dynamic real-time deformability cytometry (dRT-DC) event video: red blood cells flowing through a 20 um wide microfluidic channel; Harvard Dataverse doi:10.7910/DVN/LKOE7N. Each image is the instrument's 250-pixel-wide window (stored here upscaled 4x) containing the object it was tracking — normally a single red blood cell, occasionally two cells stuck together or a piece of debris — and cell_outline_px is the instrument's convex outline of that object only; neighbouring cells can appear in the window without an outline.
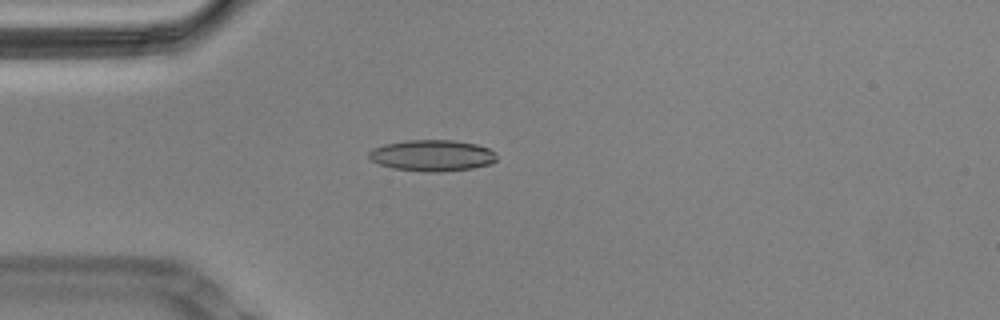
{"species": "Egyptian fruit bat (a non-hibernating species)", "species_latin": "Rousettus aegyptiacus", "temperature_condition": "cold", "stored_images_in_passage": 44, "camera_frame_rate_fps": 3000, "um_per_image_px": 0.085, "animal": {"sex": "male"}, "frame": {"image": 1, "passage_image": 2, "time_ms": 0.333, "image_size_px": [1000, 320], "cell_outline_px": [[496, 160], [492, 164], [472, 168], [440, 172], [424, 172], [392, 168], [380, 164], [372, 160], [368, 156], [368, 152], [372, 148], [384, 144], [408, 140], [452, 140], [476, 144], [488, 148], [496, 156]], "centroid_in_image_um": [36.72, 13.22], "position_along_channel_um": 48.3, "area_um2": 23.29}}
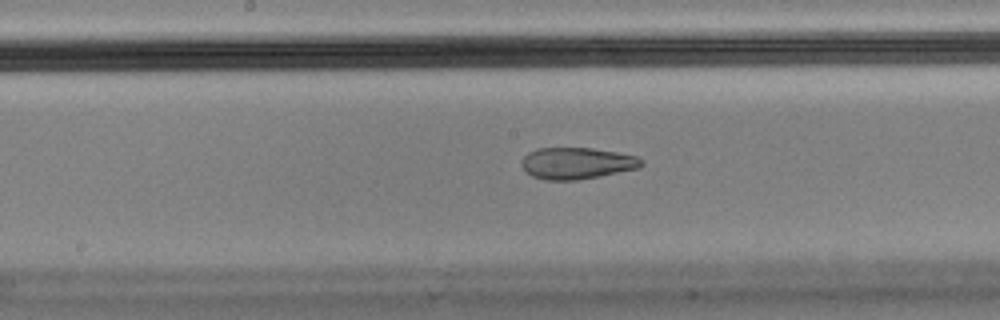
{"frame": {"image": 2, "passage_image": 16, "time_ms": 5.0, "image_size_px": [1000, 320], "cell_outline_px": [[644, 164], [640, 168], [600, 176], [576, 180], [544, 180], [532, 176], [520, 164], [524, 156], [528, 152], [540, 148], [592, 148], [616, 152], [636, 156], [644, 160]], "centroid_in_image_um": [49.05, 13.88], "position_along_channel_um": 199.1, "area_um2": 22.08}}
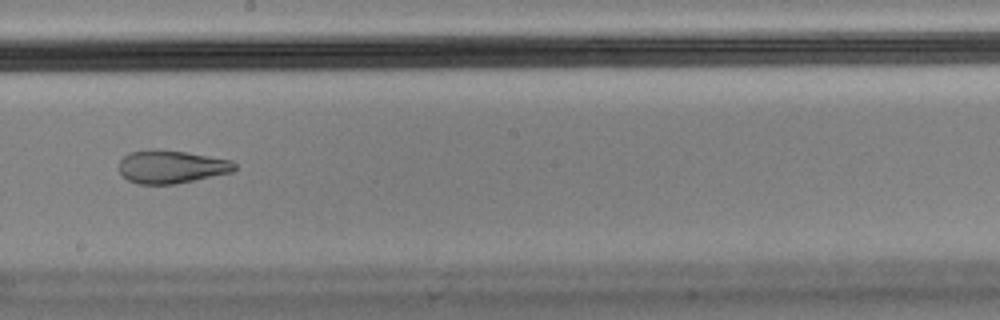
{"frame": {"image": 3, "passage_image": 19, "time_ms": 6.0, "image_size_px": [1000, 320], "cell_outline_px": [[236, 168], [232, 172], [176, 184], [136, 184], [128, 180], [120, 172], [120, 160], [128, 152], [152, 148], [156, 148], [184, 152], [232, 160], [236, 164]], "centroid_in_image_um": [14.55, 14.17], "position_along_channel_um": 233.7, "area_um2": 22.37}, "authors_computed_cell_mechanics": {"area_um2": 23.7847, "velocity_mm_per_s": 3.4712, "shape_relaxation_time_tau1_ms": null, "shape_relaxation_time_tau2_ms": 2.3107, "deformation_change_tau1": null, "deformation_change_tau2": 0.099}}